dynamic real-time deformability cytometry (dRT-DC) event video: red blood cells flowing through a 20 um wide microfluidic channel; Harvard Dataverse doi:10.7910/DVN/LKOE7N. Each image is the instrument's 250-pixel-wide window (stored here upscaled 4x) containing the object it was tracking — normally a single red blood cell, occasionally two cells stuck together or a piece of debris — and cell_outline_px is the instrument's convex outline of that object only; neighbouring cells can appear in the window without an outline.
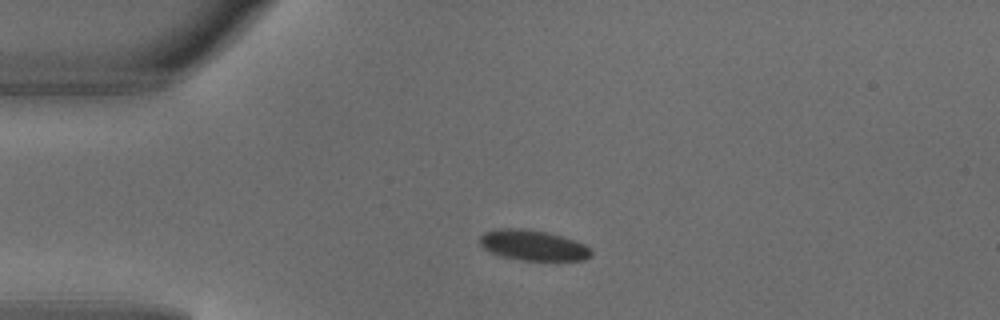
{"species": "common noctule bat (a hibernating species)", "species_latin": "Nyctalus noctula", "temperature_condition": "warm", "stored_images_in_passage": 3, "camera_frame_rate_fps": 3000, "um_per_image_px": 0.085, "animal": {"sex": "male", "body_mass_g": 18.8}, "frame": {"image": 1, "passage_image": 2, "time_ms": 0.333, "image_size_px": [1000, 320], "cell_outline_px": [[592, 256], [584, 260], [520, 260], [500, 256], [488, 252], [480, 244], [480, 236], [484, 232], [500, 228], [520, 228], [548, 232], [584, 244], [592, 252]], "centroid_in_image_um": [45.27, 20.85], "position_along_channel_um": 39.7, "area_um2": 19.71}}